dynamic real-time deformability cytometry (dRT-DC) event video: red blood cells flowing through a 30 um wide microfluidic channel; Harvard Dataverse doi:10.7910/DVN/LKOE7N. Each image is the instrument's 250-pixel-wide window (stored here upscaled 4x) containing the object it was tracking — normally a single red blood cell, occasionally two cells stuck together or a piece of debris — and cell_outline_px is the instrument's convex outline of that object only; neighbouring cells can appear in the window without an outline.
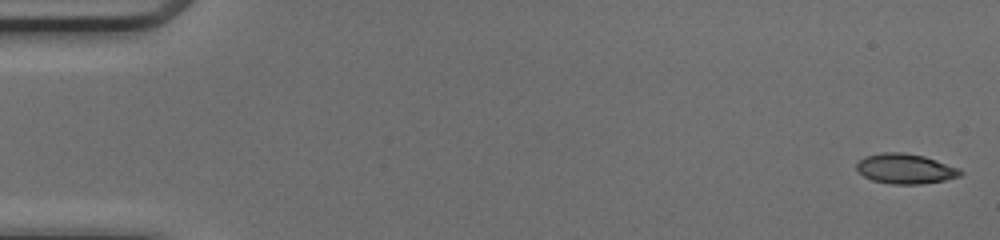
{"species": "common noctule bat (a hibernating species)", "species_latin": "Nyctalus noctula", "temperature_condition": "cold", "stored_images_in_passage": 49, "camera_frame_rate_fps": 3000, "um_per_image_px": 0.085, "animal": {"sex": "female", "body_mass_g": 17.0, "forearm_length_mm": 48.0}, "frame": {"image": 1, "passage_image": 1, "time_ms": 0.0, "image_size_px": [1000, 240], "cell_outline_px": [[964, 172], [960, 176], [944, 180], [920, 184], [892, 184], [872, 180], [864, 176], [856, 168], [856, 164], [864, 156], [880, 152], [900, 152], [924, 156], [960, 168]], "centroid_in_image_um": [76.96, 14.34], "position_along_channel_um": 8.0, "area_um2": 18.15}}
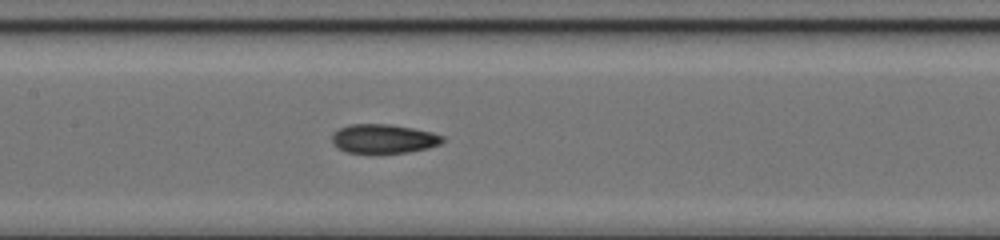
{"frame": {"image": 2, "passage_image": 24, "time_ms": 7.667, "image_size_px": [1000, 240], "cell_outline_px": [[444, 140], [440, 144], [428, 148], [408, 152], [348, 152], [340, 148], [332, 140], [332, 136], [340, 128], [348, 124], [388, 124], [412, 128], [432, 132], [444, 136]], "centroid_in_image_um": [32.66, 11.77], "position_along_channel_um": 174.7, "area_um2": 18.32}}
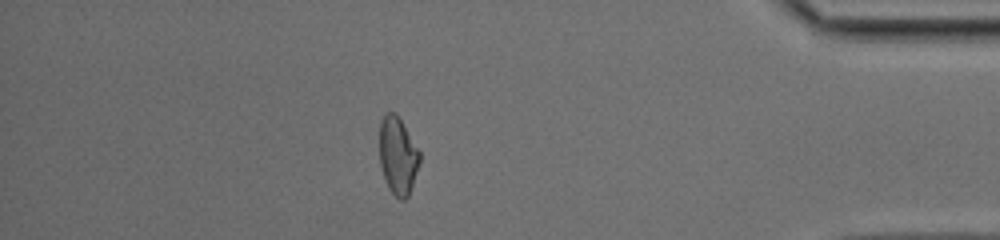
{"frame": {"image": 3, "passage_image": 43, "time_ms": 14.0, "image_size_px": [1000, 240], "cell_outline_px": [[420, 160], [408, 196], [404, 200], [400, 200], [388, 188], [384, 180], [380, 164], [380, 120], [384, 112], [392, 112], [400, 120], [420, 152]], "centroid_in_image_um": [33.79, 13.25], "position_along_channel_um": 401.4, "area_um2": 17.86}, "authors_computed_cell_mechanics": {"area_um2": 18.6694, "velocity_mm_per_s": 4.2162, "shape_relaxation_time_tau1_ms": null, "shape_relaxation_time_tau2_ms": 2.1552, "deformation_change_tau1": null, "deformation_change_tau2": 0.0866}}